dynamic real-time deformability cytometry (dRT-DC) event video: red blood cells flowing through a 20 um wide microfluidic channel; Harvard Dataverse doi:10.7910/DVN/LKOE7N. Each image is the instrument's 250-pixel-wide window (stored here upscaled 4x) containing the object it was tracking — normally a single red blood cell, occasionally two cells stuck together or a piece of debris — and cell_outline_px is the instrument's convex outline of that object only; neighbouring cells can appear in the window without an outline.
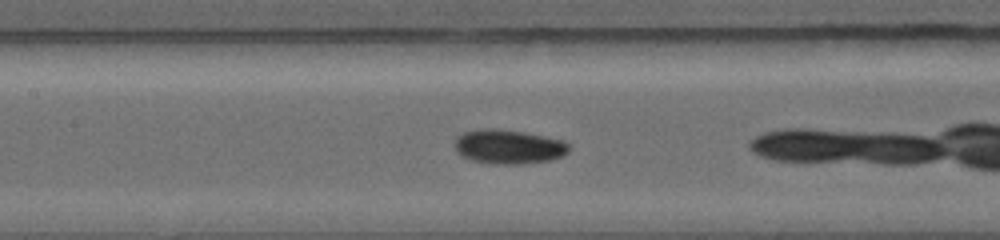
{"species": "common noctule bat (a hibernating species)", "species_latin": "Nyctalus noctula", "temperature_condition": "warm", "stored_images_in_passage": 8, "camera_frame_rate_fps": 5000, "um_per_image_px": 0.085, "animal": {"sex": "female", "body_mass_g": 19.0, "forearm_length_mm": 56.7}, "frame": {"image": 1, "passage_image": 5, "time_ms": 2.6, "image_size_px": [1000, 240], "cell_outline_px": [[568, 152], [552, 160], [524, 164], [488, 164], [468, 160], [456, 152], [456, 140], [464, 132], [520, 132], [564, 140], [568, 144]], "centroid_in_image_um": [43.28, 12.56], "position_along_channel_um": 164.1, "area_um2": 21.79}}